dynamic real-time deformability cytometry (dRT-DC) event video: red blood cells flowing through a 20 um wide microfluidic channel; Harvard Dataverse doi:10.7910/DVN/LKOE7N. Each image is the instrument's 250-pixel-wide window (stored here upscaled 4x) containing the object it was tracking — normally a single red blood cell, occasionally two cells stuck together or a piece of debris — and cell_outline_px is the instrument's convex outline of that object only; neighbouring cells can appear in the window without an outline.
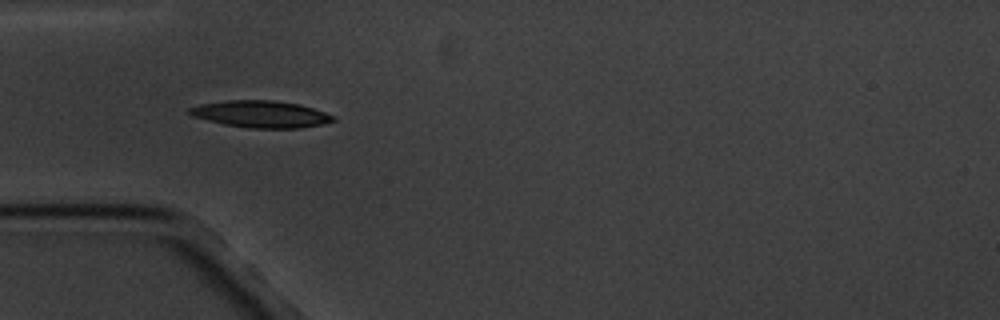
{"species": "common noctule bat (a hibernating species)", "species_latin": "Nyctalus noctula", "temperature_condition": "cold", "stored_images_in_passage": 4, "camera_frame_rate_fps": 3000, "um_per_image_px": 0.085, "animal": {"sex": "male", "body_mass_g": 20.1, "forearm_length_mm": 53.5}, "frame": {"image": 1, "passage_image": 3, "time_ms": 2.333, "image_size_px": [1000, 320], "cell_outline_px": [[336, 120], [324, 124], [300, 128], [248, 128], [224, 124], [192, 116], [188, 112], [188, 108], [200, 104], [224, 100], [272, 100], [300, 104], [336, 116]], "centroid_in_image_um": [22.19, 9.7], "position_along_channel_um": 62.8, "area_um2": 22.6}}
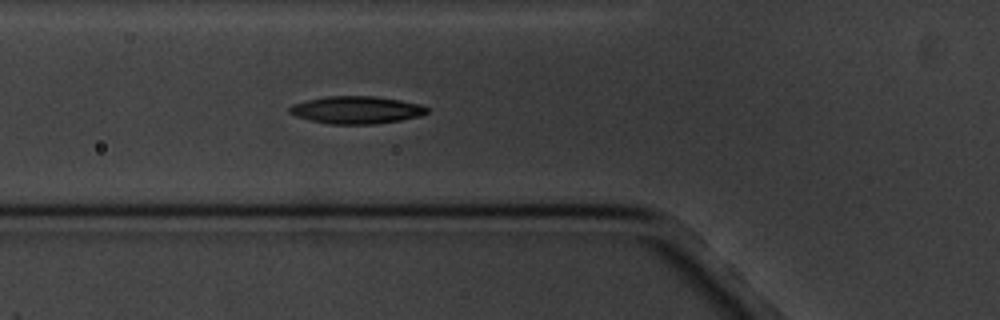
{"frame": {"image": 2, "passage_image": 4, "time_ms": 3.333, "image_size_px": [1000, 320], "cell_outline_px": [[428, 112], [420, 116], [400, 120], [376, 124], [328, 124], [296, 116], [288, 112], [288, 108], [292, 104], [324, 96], [376, 96], [400, 100], [420, 104], [428, 108]], "centroid_in_image_um": [30.29, 9.34], "position_along_channel_um": 95.5, "area_um2": 22.02}}